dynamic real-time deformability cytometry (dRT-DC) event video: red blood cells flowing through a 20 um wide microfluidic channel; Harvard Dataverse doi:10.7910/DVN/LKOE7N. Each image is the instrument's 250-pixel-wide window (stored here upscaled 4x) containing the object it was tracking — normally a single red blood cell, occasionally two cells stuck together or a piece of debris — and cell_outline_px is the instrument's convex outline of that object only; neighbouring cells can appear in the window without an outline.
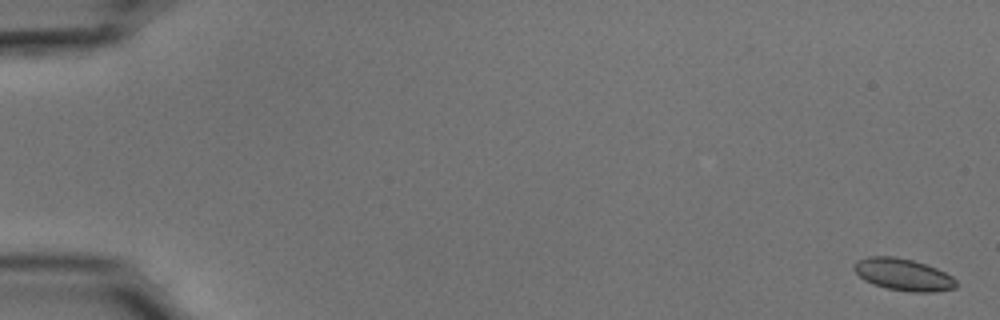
{"species": "common noctule bat (a hibernating species)", "species_latin": "Nyctalus noctula", "temperature_condition": "cold", "stored_images_in_passage": 10, "camera_frame_rate_fps": 3000, "um_per_image_px": 0.085, "animal": {"sex": "male", "body_mass_g": 15.6}, "frame": {"image": 1, "passage_image": 1, "time_ms": 0.0, "image_size_px": [1000, 320], "cell_outline_px": [[956, 288], [932, 292], [912, 292], [888, 288], [864, 280], [852, 268], [852, 264], [856, 260], [868, 256], [892, 256], [912, 260], [936, 268], [952, 276], [956, 280]], "centroid_in_image_um": [76.75, 23.33], "position_along_channel_um": 8.2, "area_um2": 18.9}}